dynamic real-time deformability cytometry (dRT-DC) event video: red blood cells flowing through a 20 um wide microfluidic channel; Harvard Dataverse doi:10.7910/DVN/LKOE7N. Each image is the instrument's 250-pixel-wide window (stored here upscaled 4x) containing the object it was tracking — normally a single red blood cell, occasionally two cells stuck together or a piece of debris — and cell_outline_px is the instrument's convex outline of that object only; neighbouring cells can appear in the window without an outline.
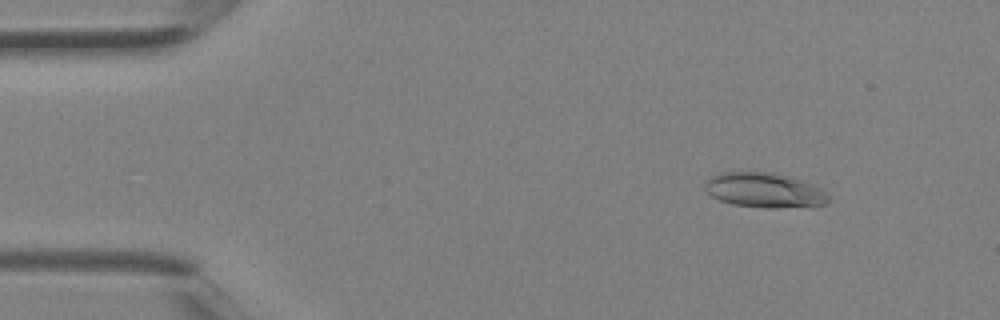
{"species": "Egyptian fruit bat (a non-hibernating species)", "species_latin": "Rousettus aegyptiacus", "temperature_condition": "room temperature", "stored_images_in_passage": 3, "camera_frame_rate_fps": 3000, "um_per_image_px": 0.085, "animal": {"sex": "female"}, "frame": {"image": 1, "passage_image": 1, "time_ms": 0.0, "image_size_px": [1000, 320], "cell_outline_px": [[832, 200], [828, 204], [776, 208], [768, 208], [732, 204], [720, 200], [712, 196], [704, 188], [704, 180], [720, 172], [768, 172], [792, 176], [816, 184]], "centroid_in_image_um": [64.99, 16.15], "position_along_channel_um": 20.0, "area_um2": 25.32}}